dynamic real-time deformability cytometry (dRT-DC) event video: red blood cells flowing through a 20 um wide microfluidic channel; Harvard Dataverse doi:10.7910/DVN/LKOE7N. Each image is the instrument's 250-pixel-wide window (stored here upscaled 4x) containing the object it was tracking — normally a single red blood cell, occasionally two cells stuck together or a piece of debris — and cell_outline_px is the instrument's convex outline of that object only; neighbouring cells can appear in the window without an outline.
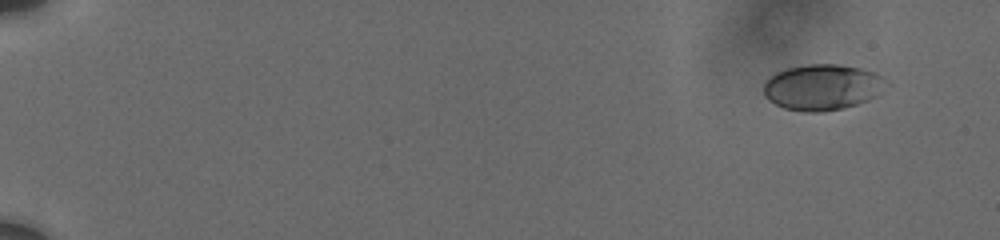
{"species": "human", "species_latin": "Homo sapiens", "temperature_condition": "cold", "stored_images_in_passage": 23, "camera_frame_rate_fps": 3000, "um_per_image_px": 0.085, "donor": {"sex": "male"}, "frame": {"image": 1, "passage_image": 1, "time_ms": 0.0, "image_size_px": [1000, 240], "cell_outline_px": [[884, 80], [876, 96], [868, 100], [844, 108], [824, 112], [804, 112], [784, 108], [768, 100], [764, 96], [764, 80], [768, 76], [776, 72], [788, 68], [808, 64], [836, 64], [860, 68], [876, 72]], "centroid_in_image_um": [69.82, 7.41], "position_along_channel_um": 15.2, "area_um2": 32.6}}